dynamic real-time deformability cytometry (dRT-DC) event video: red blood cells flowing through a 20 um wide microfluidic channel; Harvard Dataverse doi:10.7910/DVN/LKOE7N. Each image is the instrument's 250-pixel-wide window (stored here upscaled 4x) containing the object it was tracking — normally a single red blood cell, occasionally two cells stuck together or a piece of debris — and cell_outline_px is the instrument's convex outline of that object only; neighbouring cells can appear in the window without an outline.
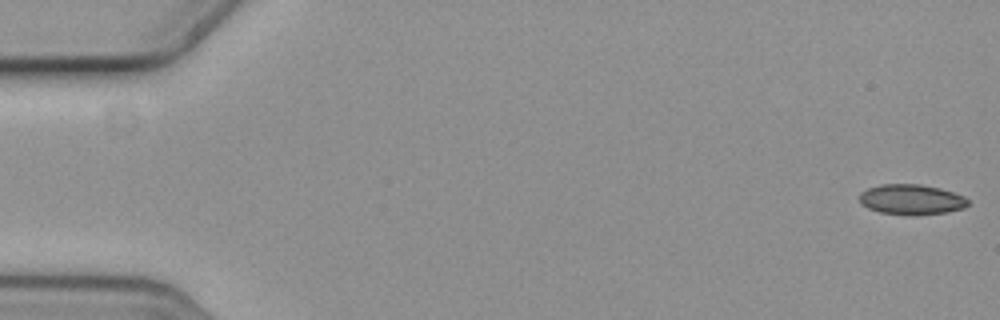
{"species": "common noctule bat (a hibernating species)", "species_latin": "Nyctalus noctula", "temperature_condition": "cold", "stored_images_in_passage": 58, "camera_frame_rate_fps": 3000, "um_per_image_px": 0.085, "animal": {"sex": "female", "body_mass_g": 19.3, "forearm_length_mm": 54.1}, "frame": {"image": 1, "passage_image": 1, "time_ms": 0.0, "image_size_px": [1000, 320], "cell_outline_px": [[968, 204], [964, 208], [944, 212], [912, 216], [908, 216], [880, 212], [868, 208], [860, 204], [860, 192], [868, 188], [880, 184], [920, 184], [940, 188], [964, 196], [968, 200]], "centroid_in_image_um": [77.44, 16.96], "position_along_channel_um": 7.6, "area_um2": 19.25}}
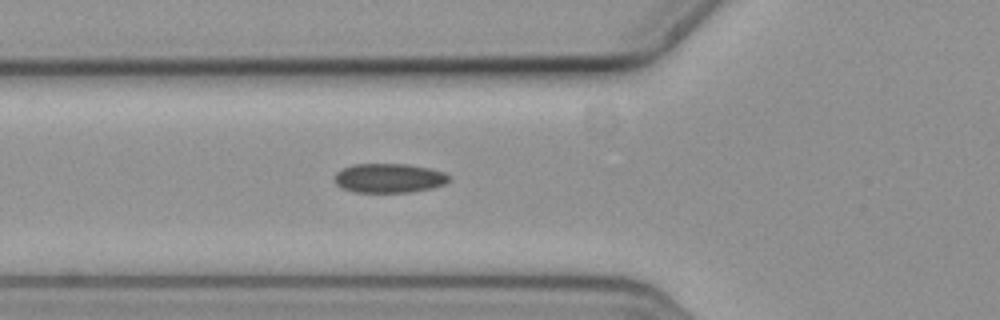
{"frame": {"image": 2, "passage_image": 21, "time_ms": 6.667, "image_size_px": [1000, 320], "cell_outline_px": [[452, 180], [444, 184], [432, 188], [408, 192], [352, 192], [340, 188], [332, 180], [332, 176], [336, 172], [352, 164], [408, 164], [428, 168], [444, 172]], "centroid_in_image_um": [33.01, 15.14], "position_along_channel_um": 92.8, "area_um2": 19.77}}
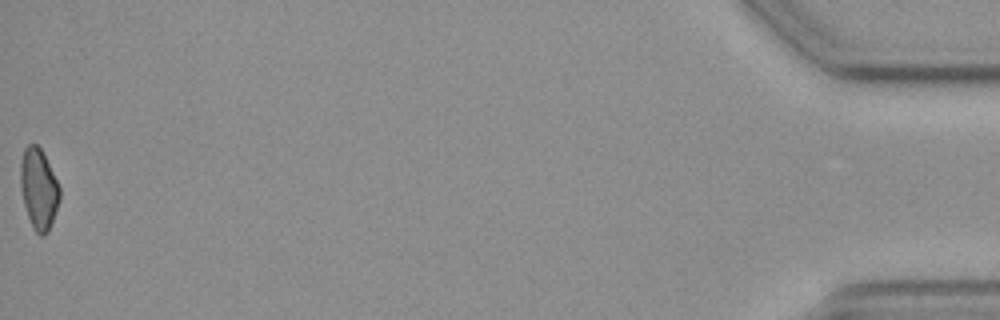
{"frame": {"image": 3, "passage_image": 58, "time_ms": 19.0, "image_size_px": [1000, 320], "cell_outline_px": [[60, 200], [48, 232], [44, 236], [40, 236], [32, 228], [24, 204], [20, 188], [20, 164], [24, 148], [28, 144], [36, 144], [40, 148], [60, 188]], "centroid_in_image_um": [3.27, 16.08], "position_along_channel_um": 431.9, "area_um2": 18.32}, "authors_computed_cell_mechanics": {"area_um2": 19.5942, "velocity_mm_per_s": 3.6178, "shape_relaxation_time_tau1_ms": 8.4014, "shape_relaxation_time_tau2_ms": null, "deformation_change_tau1": 0.1198, "deformation_change_tau2": null}}